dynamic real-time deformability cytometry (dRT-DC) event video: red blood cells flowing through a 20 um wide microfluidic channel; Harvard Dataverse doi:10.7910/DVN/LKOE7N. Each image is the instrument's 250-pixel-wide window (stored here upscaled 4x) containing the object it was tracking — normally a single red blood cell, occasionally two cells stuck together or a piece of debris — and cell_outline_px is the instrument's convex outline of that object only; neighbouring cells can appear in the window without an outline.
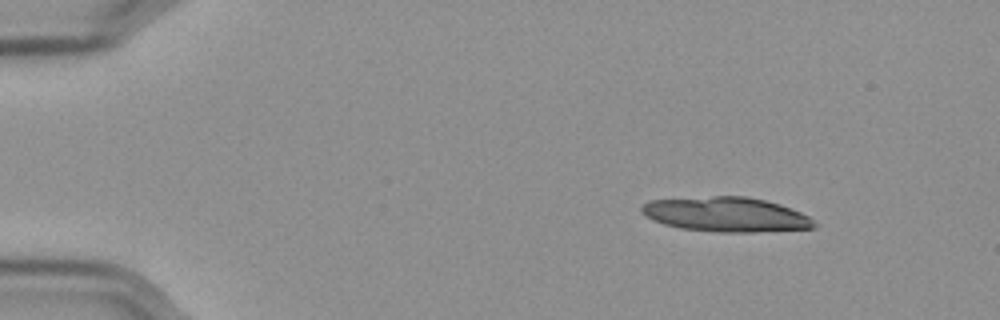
{"species": "Egyptian fruit bat (a non-hibernating species)", "species_latin": "Rousettus aegyptiacus", "temperature_condition": "cold", "stored_images_in_passage": 23, "camera_frame_rate_fps": 3000, "um_per_image_px": 0.085, "frame": {"image": 1, "passage_image": 1, "time_ms": 0.0, "image_size_px": [1000, 320], "cell_outline_px": [[820, 224], [812, 228], [752, 232], [720, 232], [680, 228], [664, 224], [652, 220], [640, 212], [640, 208], [648, 200], [712, 196], [744, 196], [764, 200], [780, 204], [800, 212], [808, 216]], "centroid_in_image_um": [61.7, 18.23], "position_along_channel_um": 23.3, "area_um2": 34.85}}
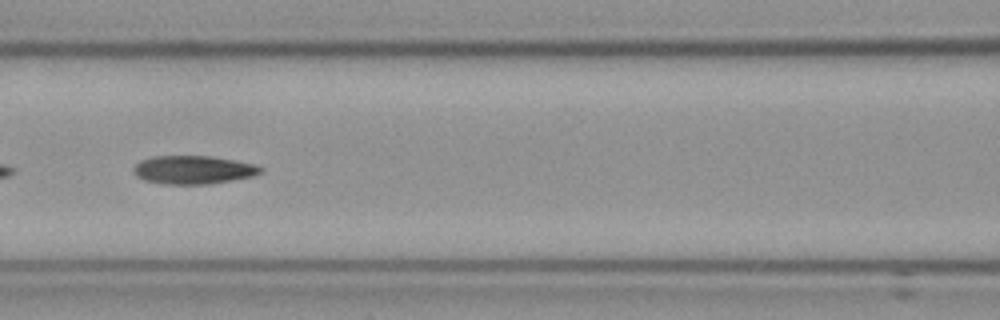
{"frame": {"image": 2, "passage_image": 20, "time_ms": 6.333, "image_size_px": [1000, 320], "cell_outline_px": [[264, 168], [260, 172], [252, 176], [208, 184], [168, 184], [144, 180], [136, 176], [132, 172], [132, 168], [140, 160], [152, 156], [208, 156], [256, 164]], "centroid_in_image_um": [16.38, 14.43], "position_along_channel_um": 150.2, "area_um2": 20.87}}